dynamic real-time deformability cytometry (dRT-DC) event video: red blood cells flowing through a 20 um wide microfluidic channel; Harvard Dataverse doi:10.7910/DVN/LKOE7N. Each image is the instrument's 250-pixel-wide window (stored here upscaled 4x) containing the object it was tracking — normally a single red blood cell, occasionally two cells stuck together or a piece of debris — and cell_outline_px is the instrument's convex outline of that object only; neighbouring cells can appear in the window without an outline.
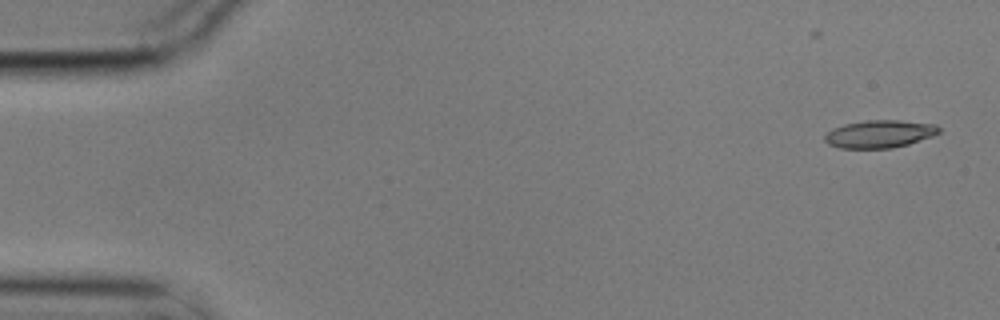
{"species": "common noctule bat (a hibernating species)", "species_latin": "Nyctalus noctula", "temperature_condition": "cold", "stored_images_in_passage": 5, "camera_frame_rate_fps": 3000, "um_per_image_px": 0.085, "animal": {"sex": "male", "body_mass_g": 17.9}, "frame": {"image": 1, "passage_image": 1, "time_ms": 0.0, "image_size_px": [1000, 320], "cell_outline_px": [[940, 132], [932, 136], [908, 144], [892, 148], [840, 148], [828, 144], [824, 140], [824, 136], [832, 128], [844, 124], [864, 120], [900, 120], [936, 124], [940, 128]], "centroid_in_image_um": [74.75, 11.38], "position_along_channel_um": 10.2, "area_um2": 18.5}}
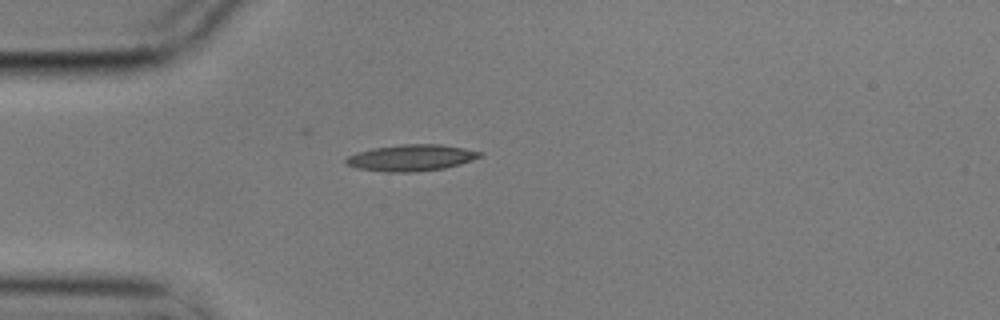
{"frame": {"image": 2, "passage_image": 5, "time_ms": 1.333, "image_size_px": [1000, 320], "cell_outline_px": [[480, 156], [472, 160], [460, 164], [444, 168], [416, 172], [384, 172], [356, 168], [344, 164], [344, 160], [348, 156], [356, 152], [372, 148], [404, 144], [440, 144], [464, 148], [480, 152]], "centroid_in_image_um": [34.88, 13.42], "position_along_channel_um": 50.1, "area_um2": 20.63}}